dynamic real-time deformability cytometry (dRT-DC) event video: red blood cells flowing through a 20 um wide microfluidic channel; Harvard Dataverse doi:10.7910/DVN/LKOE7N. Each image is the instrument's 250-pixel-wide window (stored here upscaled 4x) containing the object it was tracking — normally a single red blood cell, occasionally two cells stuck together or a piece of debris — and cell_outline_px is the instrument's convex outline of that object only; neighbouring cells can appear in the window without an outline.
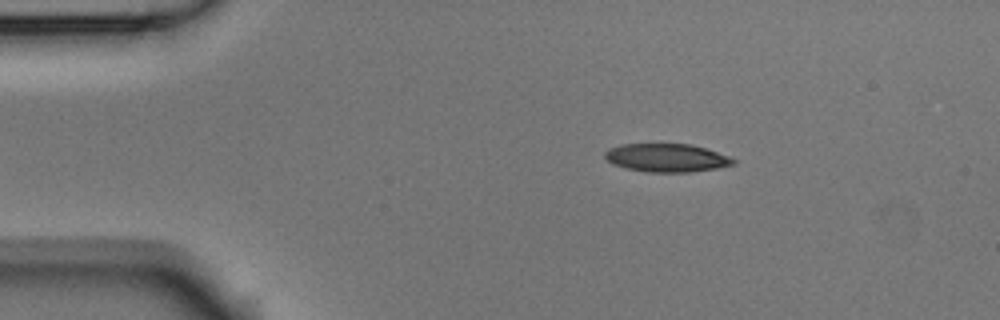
{"species": "Egyptian fruit bat (a non-hibernating species)", "species_latin": "Rousettus aegyptiacus", "temperature_condition": "room temperature", "stored_images_in_passage": 3, "camera_frame_rate_fps": 3000, "um_per_image_px": 0.085, "animal": {"sex": "male"}, "frame": {"image": 1, "passage_image": 2, "time_ms": 0.333, "image_size_px": [1000, 320], "cell_outline_px": [[736, 164], [720, 168], [688, 172], [644, 172], [624, 168], [612, 164], [604, 156], [604, 152], [608, 148], [620, 144], [692, 144], [728, 156], [736, 160]], "centroid_in_image_um": [56.64, 13.42], "position_along_channel_um": 28.4, "area_um2": 21.33}}